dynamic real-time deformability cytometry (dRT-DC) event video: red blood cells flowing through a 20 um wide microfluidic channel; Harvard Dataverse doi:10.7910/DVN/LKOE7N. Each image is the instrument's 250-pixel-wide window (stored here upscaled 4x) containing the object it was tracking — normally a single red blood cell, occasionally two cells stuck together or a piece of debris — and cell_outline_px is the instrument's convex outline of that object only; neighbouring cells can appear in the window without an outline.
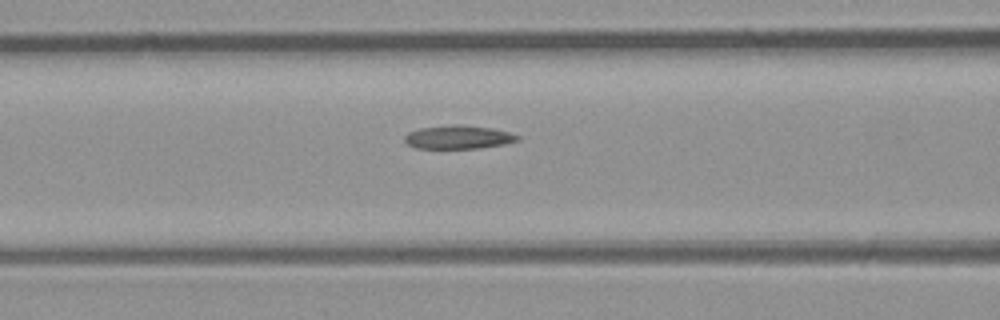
{"species": "common noctule bat (a hibernating species)", "species_latin": "Nyctalus noctula", "temperature_condition": "room temperature", "stored_images_in_passage": 6, "camera_frame_rate_fps": 3000, "um_per_image_px": 0.085, "animal": {"sex": "male", "body_mass_g": 23.1, "forearm_length_mm": 52.7}, "frame": {"image": 1, "passage_image": 6, "time_ms": 6.0, "image_size_px": [1000, 320], "cell_outline_px": [[520, 140], [504, 144], [480, 148], [416, 148], [408, 144], [404, 140], [404, 136], [408, 132], [420, 128], [456, 124], [460, 124], [492, 128], [508, 132], [520, 136]], "centroid_in_image_um": [38.96, 11.65], "position_along_channel_um": 127.6, "area_um2": 15.43}}